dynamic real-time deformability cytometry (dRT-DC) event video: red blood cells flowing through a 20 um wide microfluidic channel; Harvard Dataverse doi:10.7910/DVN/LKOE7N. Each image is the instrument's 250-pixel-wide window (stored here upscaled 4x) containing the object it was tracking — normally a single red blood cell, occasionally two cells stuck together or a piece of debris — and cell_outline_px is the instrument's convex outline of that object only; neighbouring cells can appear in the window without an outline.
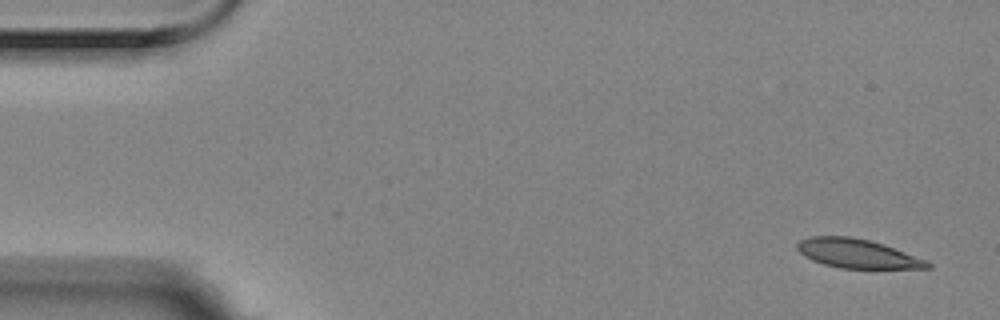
{"species": "Egyptian fruit bat (a non-hibernating species)", "species_latin": "Rousettus aegyptiacus", "temperature_condition": "room temperature", "stored_images_in_passage": 6, "camera_frame_rate_fps": 3000, "um_per_image_px": 0.085, "animal": {"sex": "female"}, "frame": {"image": 1, "passage_image": 1, "time_ms": 0.0, "image_size_px": [1000, 320], "cell_outline_px": [[932, 268], [840, 268], [824, 264], [812, 260], [804, 256], [796, 248], [796, 244], [800, 240], [808, 236], [848, 236], [868, 240], [884, 244], [928, 260], [932, 264]], "centroid_in_image_um": [72.87, 21.55], "position_along_channel_um": 12.1, "area_um2": 22.08}}
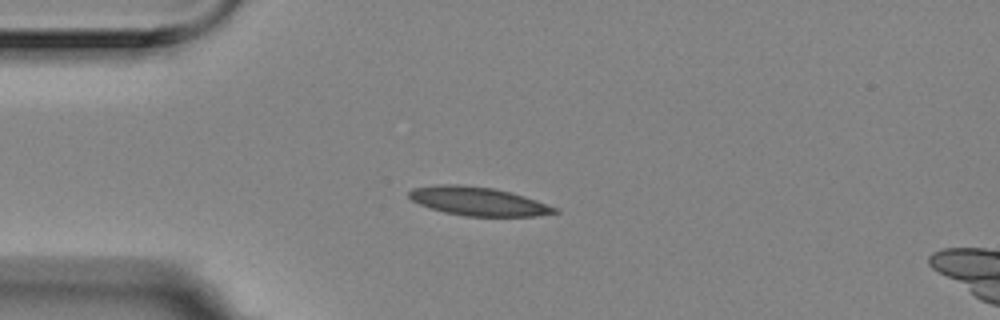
{"frame": {"image": 2, "passage_image": 4, "time_ms": 1.0, "image_size_px": [1000, 320], "cell_outline_px": [[560, 212], [536, 216], [468, 216], [444, 212], [420, 204], [412, 200], [408, 196], [408, 192], [412, 188], [436, 184], [460, 184], [492, 188], [512, 192], [560, 208]], "centroid_in_image_um": [40.67, 17.1], "position_along_channel_um": 44.3, "area_um2": 24.33}}